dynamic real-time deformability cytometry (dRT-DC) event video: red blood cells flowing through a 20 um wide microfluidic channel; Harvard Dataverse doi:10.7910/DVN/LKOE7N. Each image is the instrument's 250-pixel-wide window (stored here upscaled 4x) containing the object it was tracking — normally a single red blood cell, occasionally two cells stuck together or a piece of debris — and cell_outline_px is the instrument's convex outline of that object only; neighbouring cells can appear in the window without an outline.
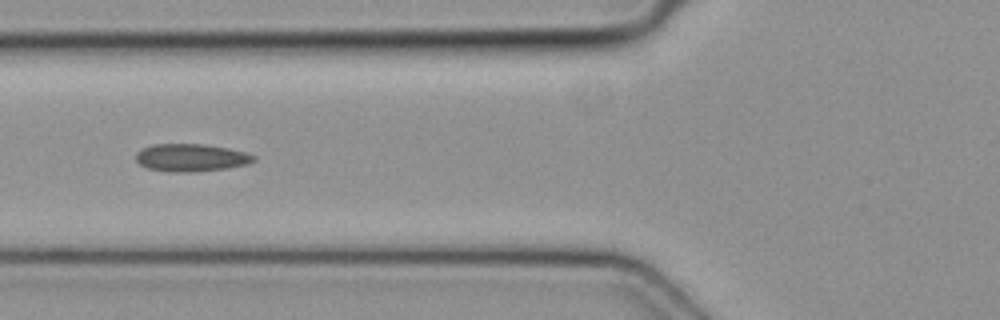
{"species": "common noctule bat (a hibernating species)", "species_latin": "Nyctalus noctula", "temperature_condition": "cold", "stored_images_in_passage": 5, "camera_frame_rate_fps": 3000, "um_per_image_px": 0.085, "animal": {"sex": "female", "body_mass_g": 19.3, "forearm_length_mm": 54.1}, "frame": {"image": 1, "passage_image": 5, "time_ms": 1.333, "image_size_px": [1000, 320], "cell_outline_px": [[256, 160], [248, 164], [228, 168], [188, 172], [168, 172], [148, 168], [140, 164], [136, 160], [136, 152], [152, 144], [204, 144], [228, 148], [244, 152], [256, 156]], "centroid_in_image_um": [16.25, 13.4], "position_along_channel_um": 109.6, "area_um2": 18.96}}